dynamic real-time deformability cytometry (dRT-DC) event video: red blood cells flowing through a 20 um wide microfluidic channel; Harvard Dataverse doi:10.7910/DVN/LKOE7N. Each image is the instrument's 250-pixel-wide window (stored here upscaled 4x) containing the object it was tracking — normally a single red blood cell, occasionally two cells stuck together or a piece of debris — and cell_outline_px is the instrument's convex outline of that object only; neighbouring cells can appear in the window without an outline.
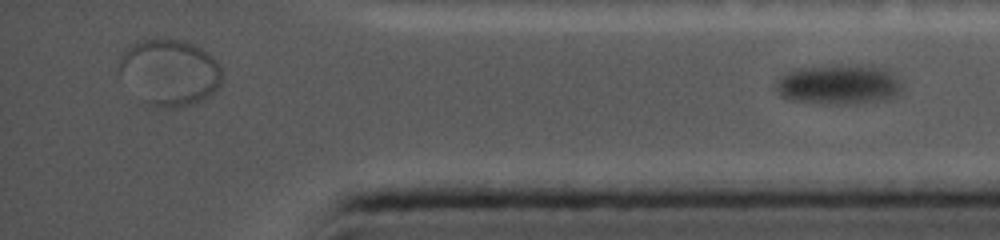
{"species": "common noctule bat (a hibernating species)", "species_latin": "Nyctalus noctula", "temperature_condition": "cold", "stored_images_in_passage": 53, "segment_of_instrument_passage": [2, 2], "camera_frame_rate_fps": 5000, "um_per_image_px": 0.085, "animal": {"sex": "female", "body_mass_g": 19.0, "forearm_length_mm": 56.7}, "frame": {"image": 1, "passage_image": 53, "time_ms": 12.2, "image_size_px": [1000, 240], "cell_outline_px": [[904, 88], [896, 96], [884, 100], [852, 104], [836, 104], [788, 100], [776, 88], [776, 84], [788, 72], [808, 68], [880, 68], [892, 72], [904, 80]], "centroid_in_image_um": [71.42, 7.26], "position_along_channel_um": 363.8, "area_um2": 28.03}}